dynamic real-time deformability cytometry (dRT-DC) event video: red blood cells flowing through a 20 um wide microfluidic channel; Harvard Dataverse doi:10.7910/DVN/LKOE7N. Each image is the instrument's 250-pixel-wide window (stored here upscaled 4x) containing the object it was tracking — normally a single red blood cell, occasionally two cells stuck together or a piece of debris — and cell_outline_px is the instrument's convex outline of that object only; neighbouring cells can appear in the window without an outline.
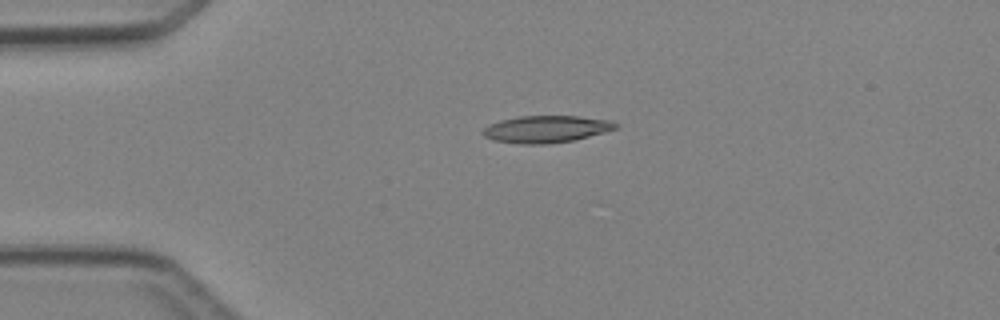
{"species": "Egyptian fruit bat (a non-hibernating species)", "species_latin": "Rousettus aegyptiacus", "temperature_condition": "cold", "stored_images_in_passage": 3, "camera_frame_rate_fps": 3000, "um_per_image_px": 0.085, "animal": {"sex": "female"}, "frame": {"image": 1, "passage_image": 1, "time_ms": 0.0, "image_size_px": [1000, 320], "cell_outline_px": [[620, 124], [616, 128], [604, 132], [572, 140], [548, 144], [524, 144], [496, 140], [484, 136], [480, 132], [484, 128], [500, 120], [520, 116], [580, 116], [612, 120]], "centroid_in_image_um": [46.46, 10.96], "position_along_channel_um": 38.5, "area_um2": 20.75}}
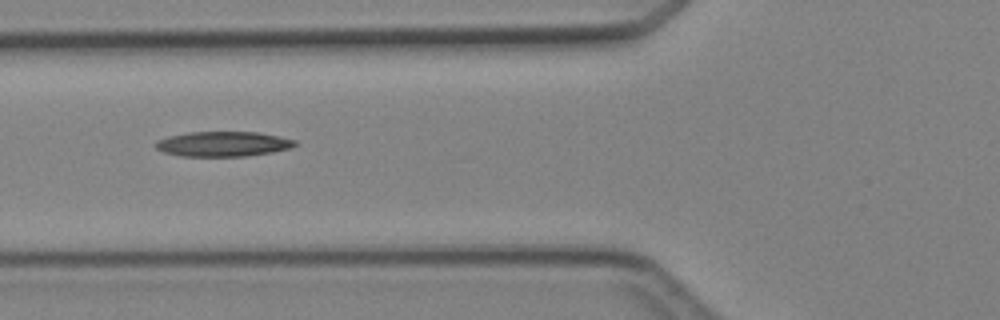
{"frame": {"image": 2, "passage_image": 3, "time_ms": 2.333, "image_size_px": [1000, 320], "cell_outline_px": [[300, 144], [292, 148], [272, 152], [248, 156], [180, 156], [164, 152], [156, 148], [156, 140], [168, 136], [188, 132], [260, 132], [280, 136], [296, 140]], "centroid_in_image_um": [19.02, 12.23], "position_along_channel_um": 106.8, "area_um2": 20.52}}